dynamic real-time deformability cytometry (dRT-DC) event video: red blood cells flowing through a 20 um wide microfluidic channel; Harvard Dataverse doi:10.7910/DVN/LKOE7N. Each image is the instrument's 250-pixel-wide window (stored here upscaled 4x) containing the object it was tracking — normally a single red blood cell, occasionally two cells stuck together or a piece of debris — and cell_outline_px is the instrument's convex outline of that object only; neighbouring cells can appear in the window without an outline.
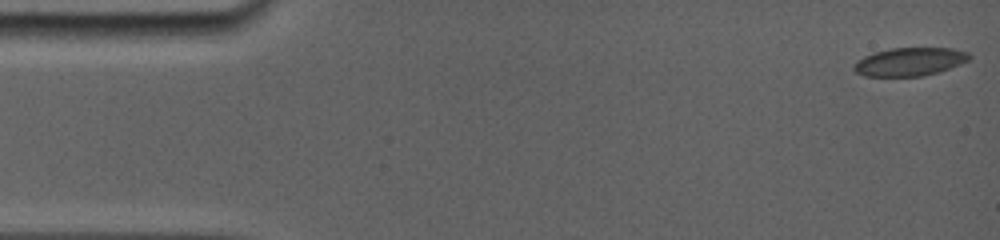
{"species": "common noctule bat (a hibernating species)", "species_latin": "Nyctalus noctula", "temperature_condition": "room temperature", "stored_images_in_passage": 14, "camera_frame_rate_fps": 5000, "um_per_image_px": 0.085, "animal": {"sex": "female", "body_mass_g": 19.0, "forearm_length_mm": 56.7}, "frame": {"image": 1, "passage_image": 1, "time_ms": 0.0, "image_size_px": [1000, 240], "cell_outline_px": [[972, 56], [968, 60], [960, 64], [940, 72], [924, 76], [864, 76], [856, 72], [852, 68], [852, 64], [856, 60], [872, 52], [892, 48], [952, 48], [968, 52]], "centroid_in_image_um": [77.3, 5.25], "position_along_channel_um": 7.7, "area_um2": 19.25}}